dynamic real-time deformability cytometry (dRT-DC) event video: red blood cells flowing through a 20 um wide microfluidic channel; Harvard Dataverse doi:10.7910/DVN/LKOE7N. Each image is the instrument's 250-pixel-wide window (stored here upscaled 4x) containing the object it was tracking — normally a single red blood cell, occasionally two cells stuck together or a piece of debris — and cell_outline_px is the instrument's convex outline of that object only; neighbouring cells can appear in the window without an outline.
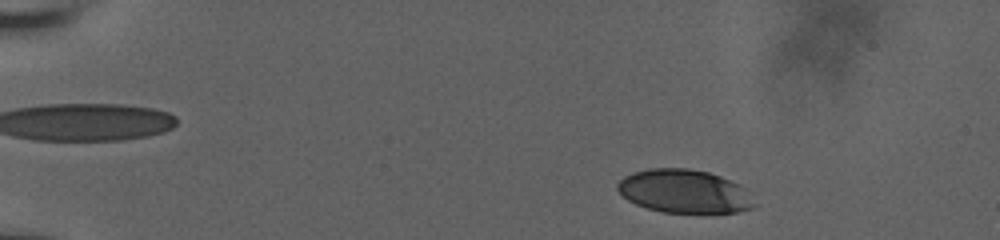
{"species": "human", "species_latin": "Homo sapiens", "temperature_condition": "room temperature", "stored_images_in_passage": 51, "camera_frame_rate_fps": 3000, "um_per_image_px": 0.085, "donor": {"sex": "male"}, "frame": {"image": 1, "passage_image": 4, "time_ms": 1.0, "image_size_px": [1000, 240], "cell_outline_px": [[756, 204], [752, 208], [736, 212], [712, 216], [664, 212], [648, 208], [636, 204], [628, 200], [616, 188], [616, 184], [624, 176], [632, 172], [648, 168], [688, 168], [708, 172], [720, 176], [748, 188]], "centroid_in_image_um": [58.23, 16.3], "position_along_channel_um": 26.8, "area_um2": 35.72}}
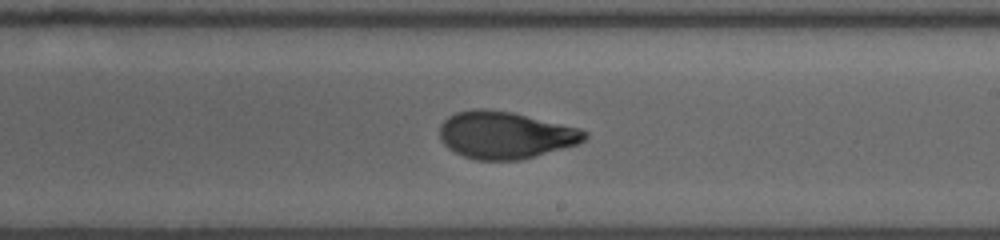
{"frame": {"image": 2, "passage_image": 30, "time_ms": 9.667, "image_size_px": [1000, 240], "cell_outline_px": [[588, 136], [584, 140], [576, 144], [520, 160], [476, 160], [464, 156], [448, 148], [440, 140], [440, 124], [448, 116], [456, 112], [476, 108], [484, 108], [512, 112], [580, 128], [588, 132]], "centroid_in_image_um": [42.92, 11.47], "position_along_channel_um": 246.1, "area_um2": 39.77}}
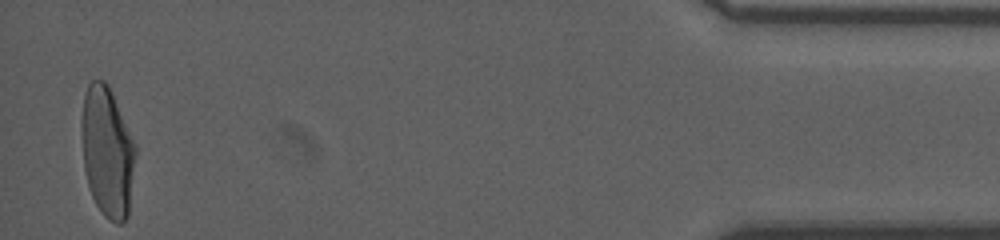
{"frame": {"image": 3, "passage_image": 50, "time_ms": 16.333, "image_size_px": [1000, 240], "cell_outline_px": [[136, 152], [128, 216], [120, 224], [116, 224], [108, 220], [104, 216], [96, 204], [88, 188], [84, 168], [80, 124], [80, 120], [84, 96], [88, 84], [92, 80], [104, 80], [108, 84], [136, 144]], "centroid_in_image_um": [9.11, 12.91], "position_along_channel_um": 426.1, "area_um2": 41.33}, "authors_computed_cell_mechanics": {"area_um2": 39.593, "velocity_mm_per_s": 3.813, "shape_relaxation_time_tau1_ms": 9.3997, "shape_relaxation_time_tau2_ms": 1.0356, "deformation_change_tau1": 0.2834, "deformation_change_tau2": 0.0607}}